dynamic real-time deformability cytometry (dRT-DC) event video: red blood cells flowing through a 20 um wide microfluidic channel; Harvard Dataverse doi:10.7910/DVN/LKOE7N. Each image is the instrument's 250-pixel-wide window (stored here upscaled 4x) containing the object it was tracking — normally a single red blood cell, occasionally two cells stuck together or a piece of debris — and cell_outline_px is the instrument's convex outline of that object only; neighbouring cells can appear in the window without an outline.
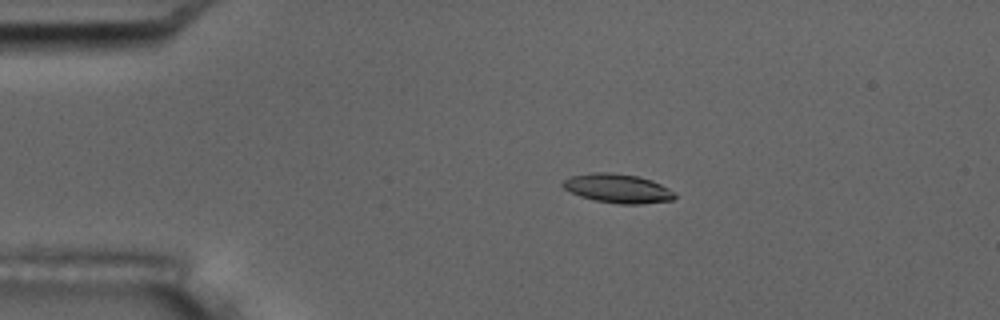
{"species": "common noctule bat (a hibernating species)", "species_latin": "Nyctalus noctula", "temperature_condition": "room temperature", "stored_images_in_passage": 6, "camera_frame_rate_fps": 3000, "um_per_image_px": 0.085, "animal": {"sex": "male", "body_mass_g": 17.5, "forearm_length_mm": 52.3}, "frame": {"image": 1, "passage_image": 2, "time_ms": 0.333, "image_size_px": [1000, 320], "cell_outline_px": [[676, 196], [672, 200], [640, 204], [616, 204], [596, 200], [580, 196], [564, 188], [560, 184], [564, 180], [572, 176], [592, 172], [612, 172], [636, 176], [652, 180], [676, 192]], "centroid_in_image_um": [52.52, 16.01], "position_along_channel_um": 32.5, "area_um2": 18.9}}
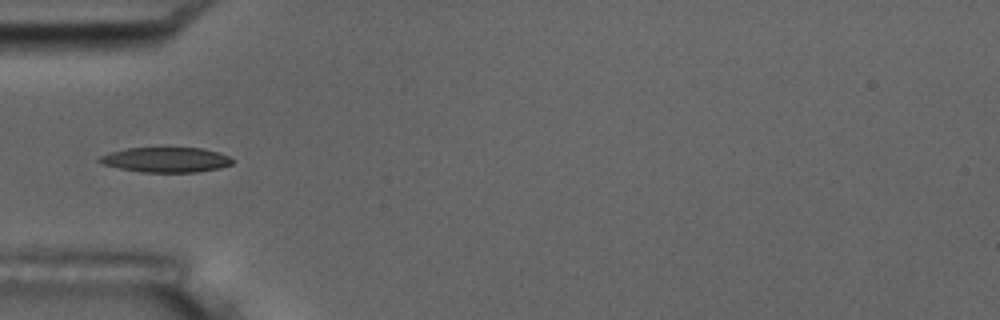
{"frame": {"image": 2, "passage_image": 4, "time_ms": 1.0, "image_size_px": [1000, 320], "cell_outline_px": [[232, 164], [220, 168], [196, 172], [140, 172], [100, 164], [96, 160], [100, 156], [108, 152], [128, 148], [204, 148], [220, 152], [228, 156], [232, 160]], "centroid_in_image_um": [14.08, 13.58], "position_along_channel_um": 70.9, "area_um2": 19.48}}